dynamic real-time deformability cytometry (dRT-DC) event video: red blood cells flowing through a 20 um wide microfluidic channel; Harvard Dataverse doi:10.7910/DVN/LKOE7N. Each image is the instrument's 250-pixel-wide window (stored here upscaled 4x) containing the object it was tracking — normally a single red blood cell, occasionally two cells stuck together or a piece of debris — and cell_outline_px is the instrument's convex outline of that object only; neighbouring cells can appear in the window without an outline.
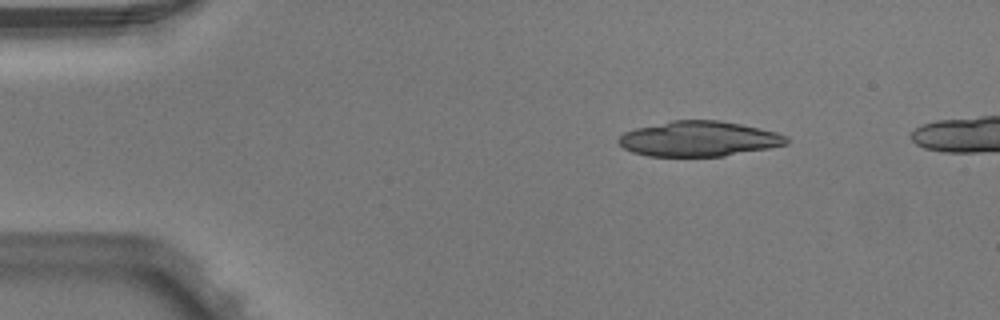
{"species": "Egyptian fruit bat (a non-hibernating species)", "species_latin": "Rousettus aegyptiacus", "temperature_condition": "warm", "stored_images_in_passage": 5, "camera_frame_rate_fps": 3000, "um_per_image_px": 0.085, "animal": {"sex": "male"}, "frame": {"image": 1, "passage_image": 2, "time_ms": 0.333, "image_size_px": [1000, 320], "cell_outline_px": [[788, 144], [768, 148], [724, 156], [648, 156], [632, 152], [624, 148], [616, 140], [624, 132], [636, 128], [672, 120], [720, 120], [760, 128], [776, 132], [788, 136]], "centroid_in_image_um": [59.4, 11.8], "position_along_channel_um": 25.6, "area_um2": 34.39}}